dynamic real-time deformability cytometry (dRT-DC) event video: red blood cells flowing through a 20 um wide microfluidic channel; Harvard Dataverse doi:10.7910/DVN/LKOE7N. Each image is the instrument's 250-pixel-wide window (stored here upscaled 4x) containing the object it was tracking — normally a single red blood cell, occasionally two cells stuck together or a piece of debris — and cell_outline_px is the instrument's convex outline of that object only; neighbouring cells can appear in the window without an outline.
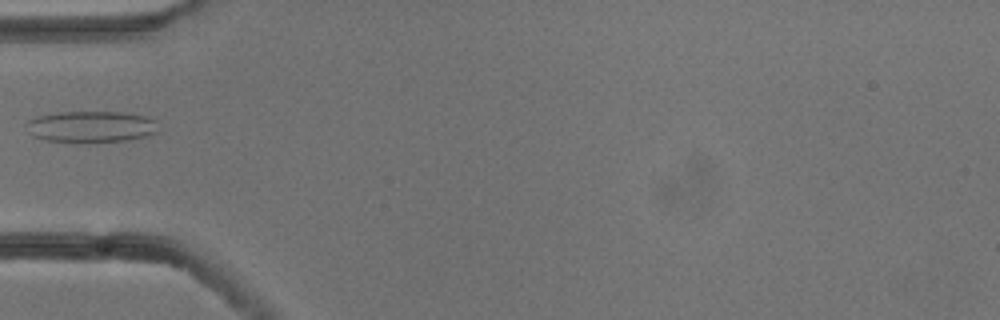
{"species": "common noctule bat (a hibernating species)", "species_latin": "Nyctalus noctula", "temperature_condition": "cold", "stored_images_in_passage": 7, "camera_frame_rate_fps": 3000, "um_per_image_px": 0.085, "animal": {"sex": "male", "body_mass_g": 13.3}, "frame": {"image": 1, "passage_image": 6, "time_ms": 1.667, "image_size_px": [1000, 320], "cell_outline_px": [[156, 132], [144, 136], [128, 140], [44, 140], [32, 136], [24, 124], [28, 120], [40, 116], [60, 112], [124, 112], [148, 116], [156, 120]], "centroid_in_image_um": [7.74, 10.73], "position_along_channel_um": 77.3, "area_um2": 23.41}}